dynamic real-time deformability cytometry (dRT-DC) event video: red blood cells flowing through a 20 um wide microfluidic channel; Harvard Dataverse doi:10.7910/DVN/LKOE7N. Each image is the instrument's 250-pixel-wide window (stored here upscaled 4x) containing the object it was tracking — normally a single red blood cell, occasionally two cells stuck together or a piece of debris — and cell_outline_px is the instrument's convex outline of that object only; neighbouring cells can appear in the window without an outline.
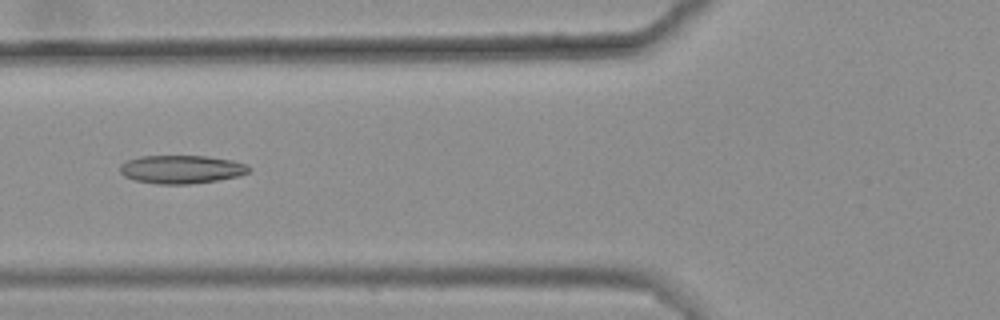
{"species": "common noctule bat (a hibernating species)", "species_latin": "Nyctalus noctula", "temperature_condition": "warm", "stored_images_in_passage": 9, "camera_frame_rate_fps": 3000, "um_per_image_px": 0.085, "animal": {"sex": "female", "body_mass_g": 25.1}, "frame": {"image": 1, "passage_image": 7, "time_ms": 2.0, "image_size_px": [1000, 320], "cell_outline_px": [[252, 168], [248, 172], [240, 176], [216, 180], [188, 184], [160, 184], [136, 180], [124, 176], [120, 172], [120, 164], [128, 160], [140, 156], [208, 156], [232, 160], [248, 164]], "centroid_in_image_um": [15.45, 14.38], "position_along_channel_um": 110.3, "area_um2": 21.27}}
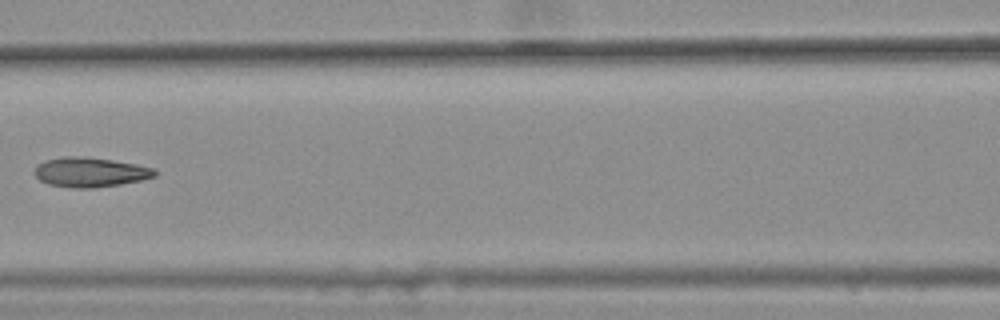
{"frame": {"image": 2, "passage_image": 8, "time_ms": 2.333, "image_size_px": [1000, 320], "cell_outline_px": [[156, 176], [140, 180], [120, 184], [92, 188], [72, 188], [48, 184], [40, 180], [36, 176], [36, 164], [44, 160], [64, 156], [76, 156], [112, 160], [136, 164], [152, 168], [156, 172]], "centroid_in_image_um": [7.63, 14.63], "position_along_channel_um": 159.0, "area_um2": 20.58}}
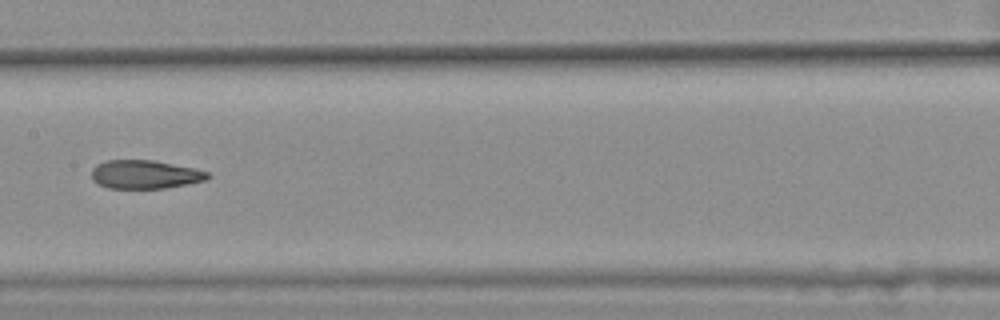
{"frame": {"image": 3, "passage_image": 9, "time_ms": 2.667, "image_size_px": [1000, 320], "cell_outline_px": [[212, 176], [208, 180], [188, 184], [164, 188], [108, 188], [96, 184], [92, 180], [92, 168], [96, 164], [108, 160], [152, 160], [196, 168], [208, 172]], "centroid_in_image_um": [12.34, 14.83], "position_along_channel_um": 195.1, "area_um2": 19.54}}